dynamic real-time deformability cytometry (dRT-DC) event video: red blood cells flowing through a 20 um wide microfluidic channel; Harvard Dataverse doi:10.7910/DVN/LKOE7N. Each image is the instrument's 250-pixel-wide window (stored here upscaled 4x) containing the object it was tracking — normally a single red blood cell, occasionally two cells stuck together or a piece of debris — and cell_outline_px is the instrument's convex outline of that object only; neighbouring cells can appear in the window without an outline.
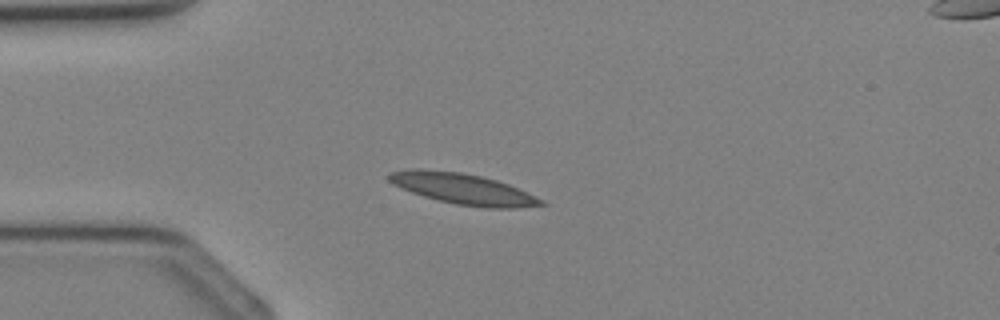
{"species": "Egyptian fruit bat (a non-hibernating species)", "species_latin": "Rousettus aegyptiacus", "temperature_condition": "cold", "stored_images_in_passage": 36, "camera_frame_rate_fps": 3000, "um_per_image_px": 0.085, "animal": {"sex": "female"}, "frame": {"image": 1, "passage_image": 9, "time_ms": 2.667, "image_size_px": [1000, 320], "cell_outline_px": [[548, 204], [516, 208], [488, 208], [456, 204], [424, 196], [400, 188], [392, 184], [388, 180], [388, 176], [392, 172], [412, 168], [420, 168], [460, 172], [480, 176], [496, 180], [508, 184], [544, 200]], "centroid_in_image_um": [39.34, 16.05], "position_along_channel_um": 45.7, "area_um2": 27.17}}
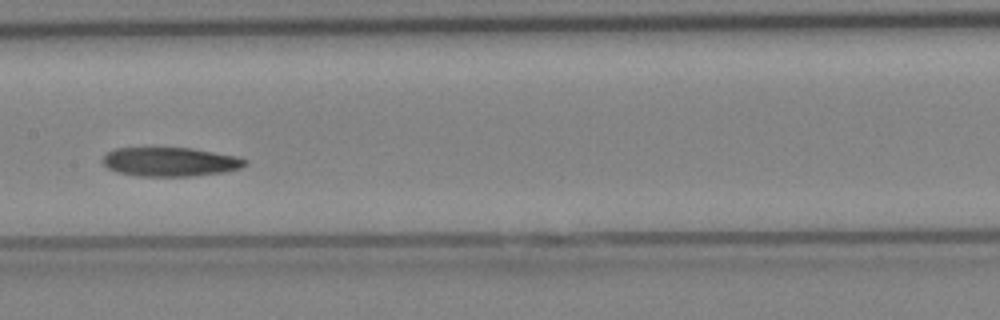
{"frame": {"image": 2, "passage_image": 18, "time_ms": 5.667, "image_size_px": [1000, 320], "cell_outline_px": [[248, 164], [240, 168], [224, 172], [192, 176], [140, 176], [116, 172], [108, 168], [104, 164], [104, 156], [108, 152], [116, 148], [192, 148], [236, 156], [248, 160]], "centroid_in_image_um": [14.5, 13.76], "position_along_channel_um": 192.9, "area_um2": 23.99}}
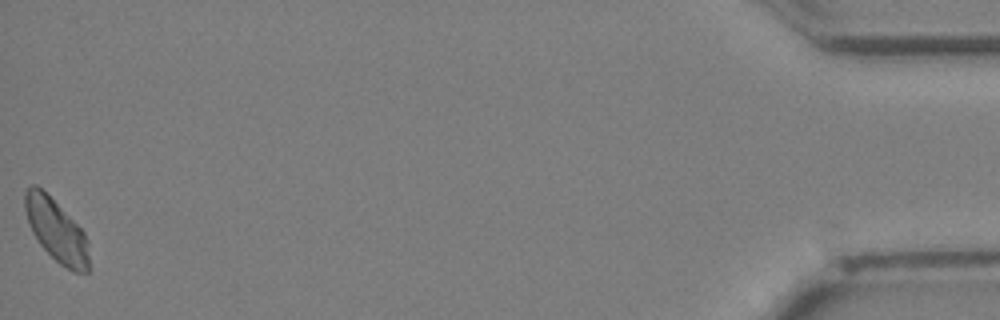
{"frame": {"image": 3, "passage_image": 36, "time_ms": 11.667, "image_size_px": [1000, 320], "cell_outline_px": [[88, 272], [72, 272], [60, 264], [40, 244], [32, 232], [28, 224], [24, 208], [24, 192], [32, 184], [36, 184], [84, 232], [88, 240]], "centroid_in_image_um": [4.76, 19.6], "position_along_channel_um": 430.4, "area_um2": 22.83}}